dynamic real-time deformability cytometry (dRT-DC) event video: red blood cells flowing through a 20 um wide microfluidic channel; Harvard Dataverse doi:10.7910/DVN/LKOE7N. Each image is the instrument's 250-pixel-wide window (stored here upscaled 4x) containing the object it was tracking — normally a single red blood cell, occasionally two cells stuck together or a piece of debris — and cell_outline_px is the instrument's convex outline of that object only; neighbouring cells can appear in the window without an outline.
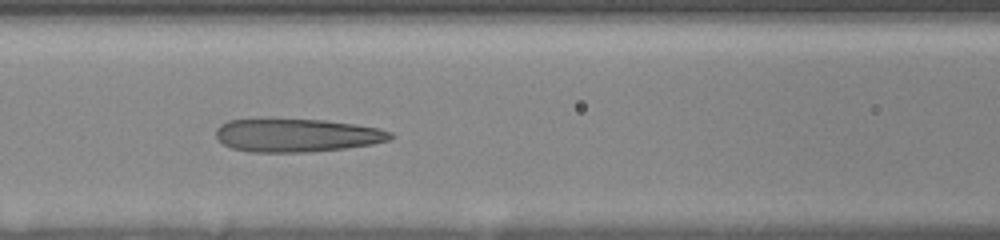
{"species": "human", "species_latin": "Homo sapiens", "temperature_condition": "room temperature", "stored_images_in_passage": 37, "camera_frame_rate_fps": 3000, "um_per_image_px": 0.085, "donor": {"sex": "female"}, "frame": {"image": 1, "passage_image": 30, "time_ms": 7.667, "image_size_px": [1000, 240], "cell_outline_px": [[392, 136], [388, 140], [372, 144], [344, 148], [308, 152], [252, 152], [232, 148], [224, 144], [216, 136], [216, 128], [220, 124], [228, 120], [260, 116], [264, 116], [324, 120], [356, 124], [380, 128], [392, 132]], "centroid_in_image_um": [25.15, 11.45], "position_along_channel_um": 141.5, "area_um2": 34.85}}
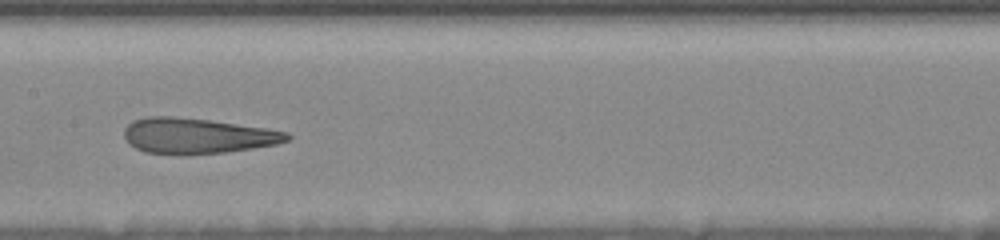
{"frame": {"image": 2, "passage_image": 36, "time_ms": 9.0, "image_size_px": [1000, 240], "cell_outline_px": [[292, 136], [288, 140], [276, 144], [252, 148], [224, 152], [184, 156], [144, 152], [128, 144], [124, 136], [124, 128], [132, 120], [148, 116], [172, 116], [208, 120], [268, 128], [288, 132]], "centroid_in_image_um": [16.73, 11.56], "position_along_channel_um": 190.7, "area_um2": 34.1}}